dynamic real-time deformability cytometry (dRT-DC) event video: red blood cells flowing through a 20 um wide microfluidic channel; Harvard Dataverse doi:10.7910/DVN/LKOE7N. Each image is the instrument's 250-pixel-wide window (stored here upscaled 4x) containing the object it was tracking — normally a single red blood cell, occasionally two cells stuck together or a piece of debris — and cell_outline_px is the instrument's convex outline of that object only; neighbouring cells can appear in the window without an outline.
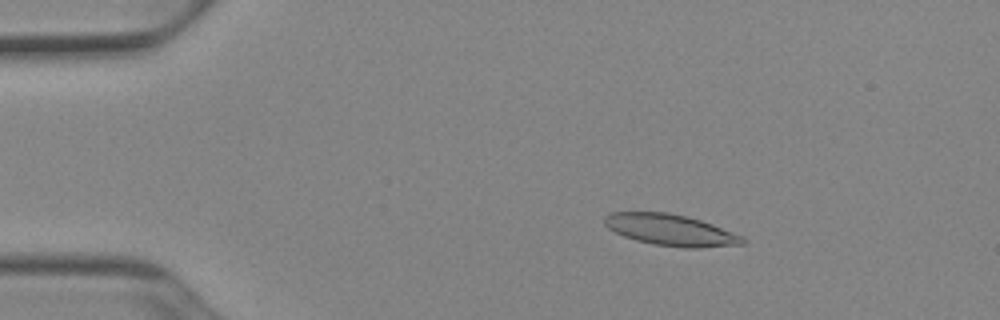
{"species": "Egyptian fruit bat (a non-hibernating species)", "species_latin": "Rousettus aegyptiacus", "temperature_condition": "cold", "stored_images_in_passage": 52, "camera_frame_rate_fps": 3000, "um_per_image_px": 0.085, "animal": {"sex": "female"}, "frame": {"image": 1, "passage_image": 9, "time_ms": 2.667, "image_size_px": [1000, 320], "cell_outline_px": [[748, 240], [744, 244], [700, 248], [684, 248], [652, 244], [636, 240], [624, 236], [608, 228], [604, 224], [604, 216], [612, 212], [668, 212], [700, 220], [712, 224], [744, 236]], "centroid_in_image_um": [57.03, 19.56], "position_along_channel_um": 28.0, "area_um2": 25.32}}
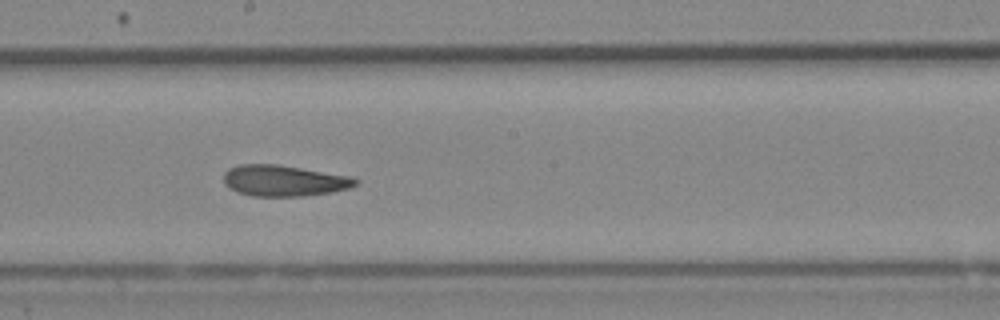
{"frame": {"image": 2, "passage_image": 29, "time_ms": 9.333, "image_size_px": [1000, 320], "cell_outline_px": [[360, 180], [356, 184], [348, 188], [332, 192], [300, 196], [252, 196], [236, 192], [224, 184], [224, 172], [228, 168], [240, 164], [276, 164], [348, 176]], "centroid_in_image_um": [24.08, 15.36], "position_along_channel_um": 224.1, "area_um2": 23.7}}
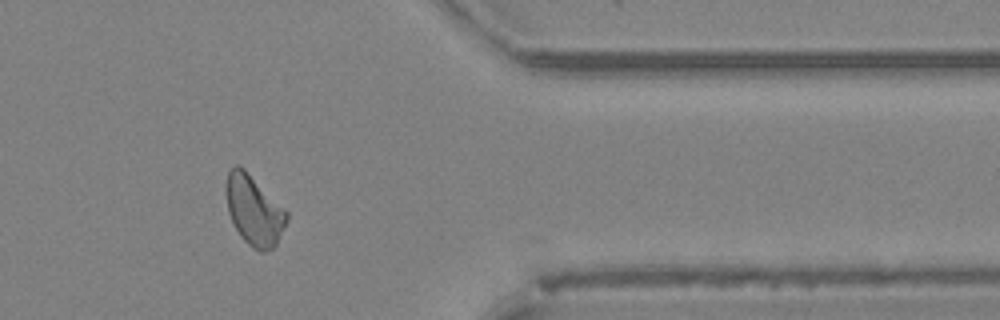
{"frame": {"image": 3, "passage_image": 43, "time_ms": 14.0, "image_size_px": [1000, 320], "cell_outline_px": [[288, 220], [276, 244], [272, 248], [264, 252], [260, 252], [252, 248], [240, 236], [228, 212], [228, 172], [236, 164], [240, 164], [288, 212]], "centroid_in_image_um": [21.63, 17.91], "position_along_channel_um": 389.8, "area_um2": 24.16}, "authors_computed_cell_mechanics": {"area_um2": 24.4783, "velocity_mm_per_s": 3.907, "shape_relaxation_time_tau1_ms": null, "shape_relaxation_time_tau2_ms": 4.4374, "deformation_change_tau1": null, "deformation_change_tau2": 0.1291}}